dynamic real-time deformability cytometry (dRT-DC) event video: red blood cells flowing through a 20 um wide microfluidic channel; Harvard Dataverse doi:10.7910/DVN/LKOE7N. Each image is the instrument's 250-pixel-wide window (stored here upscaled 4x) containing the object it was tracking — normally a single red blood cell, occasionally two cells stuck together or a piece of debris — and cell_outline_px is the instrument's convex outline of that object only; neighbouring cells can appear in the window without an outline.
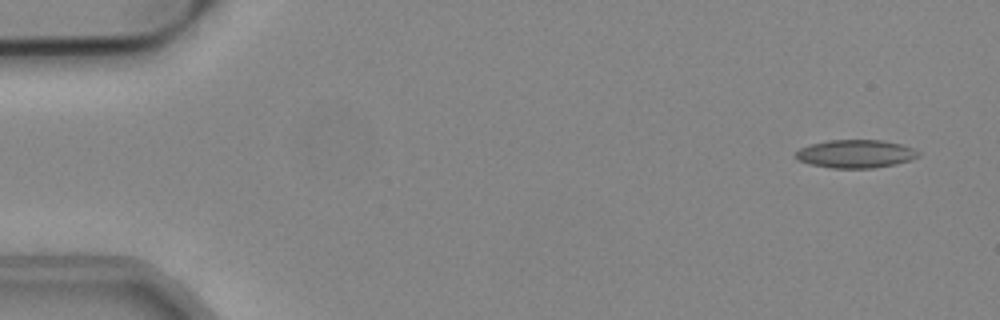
{"species": "common noctule bat (a hibernating species)", "species_latin": "Nyctalus noctula", "temperature_condition": "cold", "stored_images_in_passage": 52, "camera_frame_rate_fps": 3000, "um_per_image_px": 0.085, "animal": {"sex": "male", "body_mass_g": 19.2, "forearm_length_mm": 51.8}, "frame": {"image": 1, "passage_image": 1, "time_ms": 0.0, "image_size_px": [1000, 320], "cell_outline_px": [[920, 156], [896, 164], [872, 168], [832, 168], [812, 164], [796, 160], [792, 156], [800, 148], [812, 144], [828, 140], [880, 140], [900, 144], [912, 148], [920, 152]], "centroid_in_image_um": [72.7, 13.08], "position_along_channel_um": 12.3, "area_um2": 20.06}}
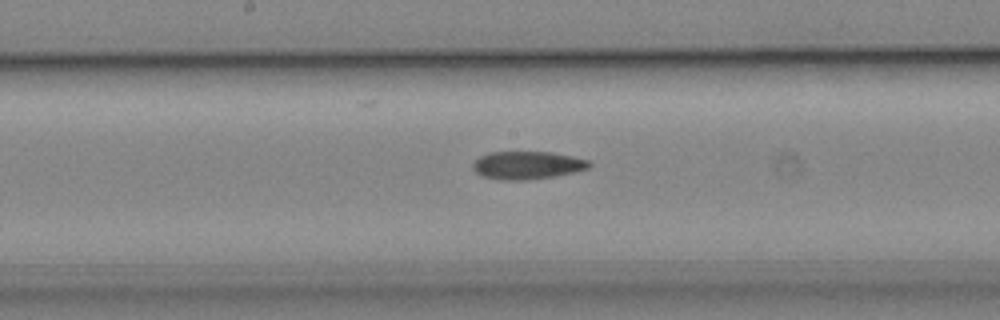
{"frame": {"image": 2, "passage_image": 26, "time_ms": 8.333, "image_size_px": [1000, 320], "cell_outline_px": [[592, 164], [588, 168], [556, 176], [520, 180], [504, 180], [484, 176], [476, 172], [472, 168], [472, 164], [480, 156], [488, 152], [552, 152], [572, 156], [588, 160]], "centroid_in_image_um": [44.81, 14.03], "position_along_channel_um": 203.4, "area_um2": 18.73}}
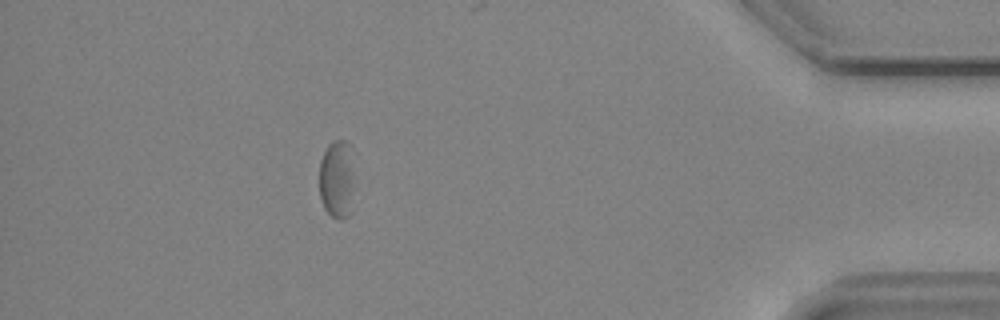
{"frame": {"image": 3, "passage_image": 46, "time_ms": 15.0, "image_size_px": [1000, 320], "cell_outline_px": [[352, 212], [348, 216], [340, 220], [332, 216], [324, 208], [320, 196], [320, 160], [328, 144], [332, 140], [344, 140], [352, 144]], "centroid_in_image_um": [28.64, 15.21], "position_along_channel_um": 406.6, "area_um2": 16.24}, "authors_computed_cell_mechanics": {"area_um2": 19.5653, "velocity_mm_per_s": 3.8001, "shape_relaxation_time_tau1_ms": null, "shape_relaxation_time_tau2_ms": 4.3903, "deformation_change_tau1": null, "deformation_change_tau2": 0.0987}}